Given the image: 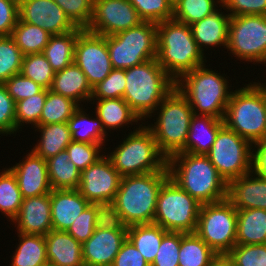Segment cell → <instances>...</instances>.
Instances as JSON below:
<instances>
[{"mask_svg":"<svg viewBox=\"0 0 266 266\" xmlns=\"http://www.w3.org/2000/svg\"><path fill=\"white\" fill-rule=\"evenodd\" d=\"M170 178L199 203L227 198V182L206 155L178 152L168 158Z\"/></svg>","mask_w":266,"mask_h":266,"instance_id":"cell-1","label":"cell"},{"mask_svg":"<svg viewBox=\"0 0 266 266\" xmlns=\"http://www.w3.org/2000/svg\"><path fill=\"white\" fill-rule=\"evenodd\" d=\"M156 60L175 82L207 63L193 38L191 27L173 18L157 23Z\"/></svg>","mask_w":266,"mask_h":266,"instance_id":"cell-2","label":"cell"},{"mask_svg":"<svg viewBox=\"0 0 266 266\" xmlns=\"http://www.w3.org/2000/svg\"><path fill=\"white\" fill-rule=\"evenodd\" d=\"M169 177V171H158L121 178L112 203L126 227L153 223L158 193Z\"/></svg>","mask_w":266,"mask_h":266,"instance_id":"cell-3","label":"cell"},{"mask_svg":"<svg viewBox=\"0 0 266 266\" xmlns=\"http://www.w3.org/2000/svg\"><path fill=\"white\" fill-rule=\"evenodd\" d=\"M175 86L155 58L126 69L123 99L145 121Z\"/></svg>","mask_w":266,"mask_h":266,"instance_id":"cell-4","label":"cell"},{"mask_svg":"<svg viewBox=\"0 0 266 266\" xmlns=\"http://www.w3.org/2000/svg\"><path fill=\"white\" fill-rule=\"evenodd\" d=\"M206 67L203 64L184 74L176 82V88L186 97L194 114L223 119L233 92L232 85L229 86L225 73L221 75Z\"/></svg>","mask_w":266,"mask_h":266,"instance_id":"cell-5","label":"cell"},{"mask_svg":"<svg viewBox=\"0 0 266 266\" xmlns=\"http://www.w3.org/2000/svg\"><path fill=\"white\" fill-rule=\"evenodd\" d=\"M224 125L253 146L266 137L265 83L250 82L235 89L227 104Z\"/></svg>","mask_w":266,"mask_h":266,"instance_id":"cell-6","label":"cell"},{"mask_svg":"<svg viewBox=\"0 0 266 266\" xmlns=\"http://www.w3.org/2000/svg\"><path fill=\"white\" fill-rule=\"evenodd\" d=\"M144 125V126H143ZM133 132L125 135L123 141L105 155L123 177L150 172L169 171L168 159L160 151L151 130L143 122Z\"/></svg>","mask_w":266,"mask_h":266,"instance_id":"cell-7","label":"cell"},{"mask_svg":"<svg viewBox=\"0 0 266 266\" xmlns=\"http://www.w3.org/2000/svg\"><path fill=\"white\" fill-rule=\"evenodd\" d=\"M152 115H158L154 117L156 122L145 124L167 159L175 153L185 152V143L194 112L186 97L176 86L148 118H152Z\"/></svg>","mask_w":266,"mask_h":266,"instance_id":"cell-8","label":"cell"},{"mask_svg":"<svg viewBox=\"0 0 266 266\" xmlns=\"http://www.w3.org/2000/svg\"><path fill=\"white\" fill-rule=\"evenodd\" d=\"M113 69H128L156 58L157 23L143 21L112 36H106Z\"/></svg>","mask_w":266,"mask_h":266,"instance_id":"cell-9","label":"cell"},{"mask_svg":"<svg viewBox=\"0 0 266 266\" xmlns=\"http://www.w3.org/2000/svg\"><path fill=\"white\" fill-rule=\"evenodd\" d=\"M201 205L169 177L158 193L153 223L168 232L193 233Z\"/></svg>","mask_w":266,"mask_h":266,"instance_id":"cell-10","label":"cell"},{"mask_svg":"<svg viewBox=\"0 0 266 266\" xmlns=\"http://www.w3.org/2000/svg\"><path fill=\"white\" fill-rule=\"evenodd\" d=\"M237 209L226 198L201 205L195 233L216 253L236 246Z\"/></svg>","mask_w":266,"mask_h":266,"instance_id":"cell-11","label":"cell"},{"mask_svg":"<svg viewBox=\"0 0 266 266\" xmlns=\"http://www.w3.org/2000/svg\"><path fill=\"white\" fill-rule=\"evenodd\" d=\"M254 146L225 125L206 154L227 184L253 170Z\"/></svg>","mask_w":266,"mask_h":266,"instance_id":"cell-12","label":"cell"},{"mask_svg":"<svg viewBox=\"0 0 266 266\" xmlns=\"http://www.w3.org/2000/svg\"><path fill=\"white\" fill-rule=\"evenodd\" d=\"M227 51L241 62L266 64V16H232Z\"/></svg>","mask_w":266,"mask_h":266,"instance_id":"cell-13","label":"cell"},{"mask_svg":"<svg viewBox=\"0 0 266 266\" xmlns=\"http://www.w3.org/2000/svg\"><path fill=\"white\" fill-rule=\"evenodd\" d=\"M74 63L86 75L92 88L103 81L113 69L106 36L84 29L76 39Z\"/></svg>","mask_w":266,"mask_h":266,"instance_id":"cell-14","label":"cell"},{"mask_svg":"<svg viewBox=\"0 0 266 266\" xmlns=\"http://www.w3.org/2000/svg\"><path fill=\"white\" fill-rule=\"evenodd\" d=\"M143 20L129 0H93V14L85 29L100 36H112L138 26Z\"/></svg>","mask_w":266,"mask_h":266,"instance_id":"cell-15","label":"cell"},{"mask_svg":"<svg viewBox=\"0 0 266 266\" xmlns=\"http://www.w3.org/2000/svg\"><path fill=\"white\" fill-rule=\"evenodd\" d=\"M121 178L110 159L104 155L81 171L78 190L90 204L112 203Z\"/></svg>","mask_w":266,"mask_h":266,"instance_id":"cell-16","label":"cell"},{"mask_svg":"<svg viewBox=\"0 0 266 266\" xmlns=\"http://www.w3.org/2000/svg\"><path fill=\"white\" fill-rule=\"evenodd\" d=\"M19 18L51 35L77 28L54 0H19Z\"/></svg>","mask_w":266,"mask_h":266,"instance_id":"cell-17","label":"cell"},{"mask_svg":"<svg viewBox=\"0 0 266 266\" xmlns=\"http://www.w3.org/2000/svg\"><path fill=\"white\" fill-rule=\"evenodd\" d=\"M9 169L16 176L23 199L51 193L46 160L32 150L23 157L22 161Z\"/></svg>","mask_w":266,"mask_h":266,"instance_id":"cell-18","label":"cell"},{"mask_svg":"<svg viewBox=\"0 0 266 266\" xmlns=\"http://www.w3.org/2000/svg\"><path fill=\"white\" fill-rule=\"evenodd\" d=\"M12 222L18 233L48 234L52 230L50 193L24 198L20 211Z\"/></svg>","mask_w":266,"mask_h":266,"instance_id":"cell-19","label":"cell"},{"mask_svg":"<svg viewBox=\"0 0 266 266\" xmlns=\"http://www.w3.org/2000/svg\"><path fill=\"white\" fill-rule=\"evenodd\" d=\"M127 239V231L96 228L93 235L82 243L85 266H112L114 258Z\"/></svg>","mask_w":266,"mask_h":266,"instance_id":"cell-20","label":"cell"},{"mask_svg":"<svg viewBox=\"0 0 266 266\" xmlns=\"http://www.w3.org/2000/svg\"><path fill=\"white\" fill-rule=\"evenodd\" d=\"M227 199L236 209L266 210V178L252 170L228 183Z\"/></svg>","mask_w":266,"mask_h":266,"instance_id":"cell-21","label":"cell"},{"mask_svg":"<svg viewBox=\"0 0 266 266\" xmlns=\"http://www.w3.org/2000/svg\"><path fill=\"white\" fill-rule=\"evenodd\" d=\"M50 202L52 230L66 232L90 205L78 189H52Z\"/></svg>","mask_w":266,"mask_h":266,"instance_id":"cell-22","label":"cell"},{"mask_svg":"<svg viewBox=\"0 0 266 266\" xmlns=\"http://www.w3.org/2000/svg\"><path fill=\"white\" fill-rule=\"evenodd\" d=\"M222 8L223 6L213 14L190 25L193 38L204 55L205 48L209 50L212 47L214 49V47L223 46L227 49L231 16L226 11L221 10Z\"/></svg>","mask_w":266,"mask_h":266,"instance_id":"cell-23","label":"cell"},{"mask_svg":"<svg viewBox=\"0 0 266 266\" xmlns=\"http://www.w3.org/2000/svg\"><path fill=\"white\" fill-rule=\"evenodd\" d=\"M47 260L56 266H85L82 243L66 231L51 230L44 236Z\"/></svg>","mask_w":266,"mask_h":266,"instance_id":"cell-24","label":"cell"},{"mask_svg":"<svg viewBox=\"0 0 266 266\" xmlns=\"http://www.w3.org/2000/svg\"><path fill=\"white\" fill-rule=\"evenodd\" d=\"M50 90L72 99L79 106L82 102L89 103L93 93L86 75L75 63L55 72Z\"/></svg>","mask_w":266,"mask_h":266,"instance_id":"cell-25","label":"cell"},{"mask_svg":"<svg viewBox=\"0 0 266 266\" xmlns=\"http://www.w3.org/2000/svg\"><path fill=\"white\" fill-rule=\"evenodd\" d=\"M223 126V119L194 114L189 126L185 152L206 155L212 148L217 134Z\"/></svg>","mask_w":266,"mask_h":266,"instance_id":"cell-26","label":"cell"},{"mask_svg":"<svg viewBox=\"0 0 266 266\" xmlns=\"http://www.w3.org/2000/svg\"><path fill=\"white\" fill-rule=\"evenodd\" d=\"M90 102L96 105L95 114L102 121L106 133H109V130L114 131L128 126L129 123L131 127L133 123L134 125H141L140 123L137 124L138 121L143 123L123 98L91 99Z\"/></svg>","mask_w":266,"mask_h":266,"instance_id":"cell-27","label":"cell"},{"mask_svg":"<svg viewBox=\"0 0 266 266\" xmlns=\"http://www.w3.org/2000/svg\"><path fill=\"white\" fill-rule=\"evenodd\" d=\"M266 244V210L237 209L236 245Z\"/></svg>","mask_w":266,"mask_h":266,"instance_id":"cell-28","label":"cell"},{"mask_svg":"<svg viewBox=\"0 0 266 266\" xmlns=\"http://www.w3.org/2000/svg\"><path fill=\"white\" fill-rule=\"evenodd\" d=\"M35 132L41 133L36 145L31 150L38 156L47 160L65 151L72 142L71 133L67 122L48 125H38Z\"/></svg>","mask_w":266,"mask_h":266,"instance_id":"cell-29","label":"cell"},{"mask_svg":"<svg viewBox=\"0 0 266 266\" xmlns=\"http://www.w3.org/2000/svg\"><path fill=\"white\" fill-rule=\"evenodd\" d=\"M84 109L83 105L79 106L67 121L72 141L105 146V140L107 142L110 139L107 140L109 134L105 132L102 121L95 114L96 118L90 117V114H87Z\"/></svg>","mask_w":266,"mask_h":266,"instance_id":"cell-30","label":"cell"},{"mask_svg":"<svg viewBox=\"0 0 266 266\" xmlns=\"http://www.w3.org/2000/svg\"><path fill=\"white\" fill-rule=\"evenodd\" d=\"M83 30L77 27L74 31L50 37L42 53L55 72L74 63L76 39Z\"/></svg>","mask_w":266,"mask_h":266,"instance_id":"cell-31","label":"cell"},{"mask_svg":"<svg viewBox=\"0 0 266 266\" xmlns=\"http://www.w3.org/2000/svg\"><path fill=\"white\" fill-rule=\"evenodd\" d=\"M167 233V230L154 223L127 227V238L149 265L153 263L162 239Z\"/></svg>","mask_w":266,"mask_h":266,"instance_id":"cell-32","label":"cell"},{"mask_svg":"<svg viewBox=\"0 0 266 266\" xmlns=\"http://www.w3.org/2000/svg\"><path fill=\"white\" fill-rule=\"evenodd\" d=\"M18 247L10 266H40L48 262L44 235L17 233Z\"/></svg>","mask_w":266,"mask_h":266,"instance_id":"cell-33","label":"cell"},{"mask_svg":"<svg viewBox=\"0 0 266 266\" xmlns=\"http://www.w3.org/2000/svg\"><path fill=\"white\" fill-rule=\"evenodd\" d=\"M52 189H78L81 171L69 161L67 151L59 152L46 160Z\"/></svg>","mask_w":266,"mask_h":266,"instance_id":"cell-34","label":"cell"},{"mask_svg":"<svg viewBox=\"0 0 266 266\" xmlns=\"http://www.w3.org/2000/svg\"><path fill=\"white\" fill-rule=\"evenodd\" d=\"M215 255L195 232H181L179 266H209Z\"/></svg>","mask_w":266,"mask_h":266,"instance_id":"cell-35","label":"cell"},{"mask_svg":"<svg viewBox=\"0 0 266 266\" xmlns=\"http://www.w3.org/2000/svg\"><path fill=\"white\" fill-rule=\"evenodd\" d=\"M52 35L39 26L23 22L20 18L11 37L23 55L42 53Z\"/></svg>","mask_w":266,"mask_h":266,"instance_id":"cell-36","label":"cell"},{"mask_svg":"<svg viewBox=\"0 0 266 266\" xmlns=\"http://www.w3.org/2000/svg\"><path fill=\"white\" fill-rule=\"evenodd\" d=\"M221 6L222 0H176L173 3V19L190 26Z\"/></svg>","mask_w":266,"mask_h":266,"instance_id":"cell-37","label":"cell"},{"mask_svg":"<svg viewBox=\"0 0 266 266\" xmlns=\"http://www.w3.org/2000/svg\"><path fill=\"white\" fill-rule=\"evenodd\" d=\"M23 201L16 176L9 168L0 171V212L8 220L18 215Z\"/></svg>","mask_w":266,"mask_h":266,"instance_id":"cell-38","label":"cell"},{"mask_svg":"<svg viewBox=\"0 0 266 266\" xmlns=\"http://www.w3.org/2000/svg\"><path fill=\"white\" fill-rule=\"evenodd\" d=\"M78 107L79 105L72 99L48 89L39 125L65 123L72 117Z\"/></svg>","mask_w":266,"mask_h":266,"instance_id":"cell-39","label":"cell"},{"mask_svg":"<svg viewBox=\"0 0 266 266\" xmlns=\"http://www.w3.org/2000/svg\"><path fill=\"white\" fill-rule=\"evenodd\" d=\"M44 89H50L55 71L43 53L28 54L23 57L21 72Z\"/></svg>","mask_w":266,"mask_h":266,"instance_id":"cell-40","label":"cell"},{"mask_svg":"<svg viewBox=\"0 0 266 266\" xmlns=\"http://www.w3.org/2000/svg\"><path fill=\"white\" fill-rule=\"evenodd\" d=\"M48 89H43L40 93L16 102L15 118L16 133L22 130L23 126L31 125L36 127L39 125L40 116L47 97Z\"/></svg>","mask_w":266,"mask_h":266,"instance_id":"cell-41","label":"cell"},{"mask_svg":"<svg viewBox=\"0 0 266 266\" xmlns=\"http://www.w3.org/2000/svg\"><path fill=\"white\" fill-rule=\"evenodd\" d=\"M23 57L11 36H0V83L21 72Z\"/></svg>","mask_w":266,"mask_h":266,"instance_id":"cell-42","label":"cell"},{"mask_svg":"<svg viewBox=\"0 0 266 266\" xmlns=\"http://www.w3.org/2000/svg\"><path fill=\"white\" fill-rule=\"evenodd\" d=\"M143 21L159 23L173 18L171 0H129Z\"/></svg>","mask_w":266,"mask_h":266,"instance_id":"cell-43","label":"cell"},{"mask_svg":"<svg viewBox=\"0 0 266 266\" xmlns=\"http://www.w3.org/2000/svg\"><path fill=\"white\" fill-rule=\"evenodd\" d=\"M104 148L106 149L101 144L72 141L65 150L69 155V161L73 162L80 171H83L105 155L101 154L105 151Z\"/></svg>","mask_w":266,"mask_h":266,"instance_id":"cell-44","label":"cell"},{"mask_svg":"<svg viewBox=\"0 0 266 266\" xmlns=\"http://www.w3.org/2000/svg\"><path fill=\"white\" fill-rule=\"evenodd\" d=\"M126 69H112L110 74L93 87L91 99L123 98Z\"/></svg>","mask_w":266,"mask_h":266,"instance_id":"cell-45","label":"cell"},{"mask_svg":"<svg viewBox=\"0 0 266 266\" xmlns=\"http://www.w3.org/2000/svg\"><path fill=\"white\" fill-rule=\"evenodd\" d=\"M78 28L86 29L93 14V0H54Z\"/></svg>","mask_w":266,"mask_h":266,"instance_id":"cell-46","label":"cell"},{"mask_svg":"<svg viewBox=\"0 0 266 266\" xmlns=\"http://www.w3.org/2000/svg\"><path fill=\"white\" fill-rule=\"evenodd\" d=\"M227 254L235 266H266V244L236 245Z\"/></svg>","mask_w":266,"mask_h":266,"instance_id":"cell-47","label":"cell"},{"mask_svg":"<svg viewBox=\"0 0 266 266\" xmlns=\"http://www.w3.org/2000/svg\"><path fill=\"white\" fill-rule=\"evenodd\" d=\"M181 232H168L150 266H179Z\"/></svg>","mask_w":266,"mask_h":266,"instance_id":"cell-48","label":"cell"},{"mask_svg":"<svg viewBox=\"0 0 266 266\" xmlns=\"http://www.w3.org/2000/svg\"><path fill=\"white\" fill-rule=\"evenodd\" d=\"M96 229V204H90L67 231L76 241L84 243Z\"/></svg>","mask_w":266,"mask_h":266,"instance_id":"cell-49","label":"cell"},{"mask_svg":"<svg viewBox=\"0 0 266 266\" xmlns=\"http://www.w3.org/2000/svg\"><path fill=\"white\" fill-rule=\"evenodd\" d=\"M4 86L9 95L16 102L40 93L44 88L21 73L5 81Z\"/></svg>","mask_w":266,"mask_h":266,"instance_id":"cell-50","label":"cell"},{"mask_svg":"<svg viewBox=\"0 0 266 266\" xmlns=\"http://www.w3.org/2000/svg\"><path fill=\"white\" fill-rule=\"evenodd\" d=\"M15 106L4 84L0 83V135L11 136L16 133Z\"/></svg>","mask_w":266,"mask_h":266,"instance_id":"cell-51","label":"cell"},{"mask_svg":"<svg viewBox=\"0 0 266 266\" xmlns=\"http://www.w3.org/2000/svg\"><path fill=\"white\" fill-rule=\"evenodd\" d=\"M96 228L127 231V227L124 225L113 203L96 204Z\"/></svg>","mask_w":266,"mask_h":266,"instance_id":"cell-52","label":"cell"},{"mask_svg":"<svg viewBox=\"0 0 266 266\" xmlns=\"http://www.w3.org/2000/svg\"><path fill=\"white\" fill-rule=\"evenodd\" d=\"M223 10L232 16L264 15L266 0H222Z\"/></svg>","mask_w":266,"mask_h":266,"instance_id":"cell-53","label":"cell"},{"mask_svg":"<svg viewBox=\"0 0 266 266\" xmlns=\"http://www.w3.org/2000/svg\"><path fill=\"white\" fill-rule=\"evenodd\" d=\"M19 19V0H0V36H11Z\"/></svg>","mask_w":266,"mask_h":266,"instance_id":"cell-54","label":"cell"},{"mask_svg":"<svg viewBox=\"0 0 266 266\" xmlns=\"http://www.w3.org/2000/svg\"><path fill=\"white\" fill-rule=\"evenodd\" d=\"M112 266H150L127 238L114 258Z\"/></svg>","mask_w":266,"mask_h":266,"instance_id":"cell-55","label":"cell"},{"mask_svg":"<svg viewBox=\"0 0 266 266\" xmlns=\"http://www.w3.org/2000/svg\"><path fill=\"white\" fill-rule=\"evenodd\" d=\"M253 170L266 178V139L254 145Z\"/></svg>","mask_w":266,"mask_h":266,"instance_id":"cell-56","label":"cell"},{"mask_svg":"<svg viewBox=\"0 0 266 266\" xmlns=\"http://www.w3.org/2000/svg\"><path fill=\"white\" fill-rule=\"evenodd\" d=\"M209 266H235L231 257L227 254H216Z\"/></svg>","mask_w":266,"mask_h":266,"instance_id":"cell-57","label":"cell"},{"mask_svg":"<svg viewBox=\"0 0 266 266\" xmlns=\"http://www.w3.org/2000/svg\"><path fill=\"white\" fill-rule=\"evenodd\" d=\"M40 266H56V265H54V264H52V263H50V262H46L45 264L40 265Z\"/></svg>","mask_w":266,"mask_h":266,"instance_id":"cell-58","label":"cell"},{"mask_svg":"<svg viewBox=\"0 0 266 266\" xmlns=\"http://www.w3.org/2000/svg\"><path fill=\"white\" fill-rule=\"evenodd\" d=\"M265 105H266V83H265ZM266 139V137H265Z\"/></svg>","mask_w":266,"mask_h":266,"instance_id":"cell-59","label":"cell"}]
</instances>
